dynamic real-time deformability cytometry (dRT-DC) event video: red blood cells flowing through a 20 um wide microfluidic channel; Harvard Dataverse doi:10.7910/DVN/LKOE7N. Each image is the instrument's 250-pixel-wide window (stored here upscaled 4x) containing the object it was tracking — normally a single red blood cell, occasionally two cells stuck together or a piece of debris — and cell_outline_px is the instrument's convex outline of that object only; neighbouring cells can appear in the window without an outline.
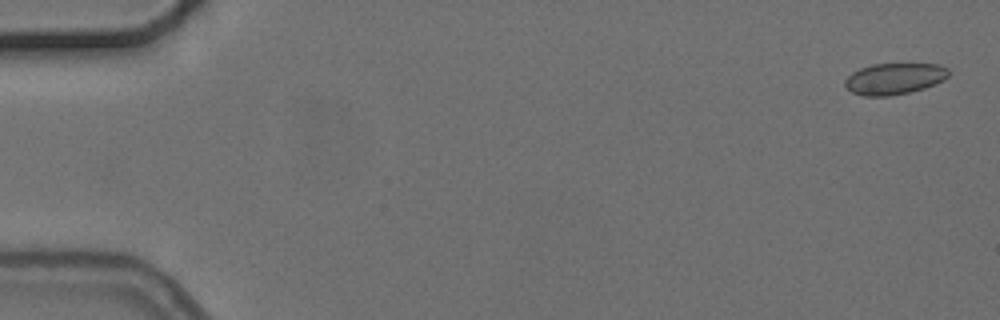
{"species": "common noctule bat (a hibernating species)", "species_latin": "Nyctalus noctula", "temperature_condition": "cold", "stored_images_in_passage": 5, "camera_frame_rate_fps": 3000, "um_per_image_px": 0.085, "animal": {"sex": "female", "body_mass_g": 24.6, "forearm_length_mm": 56.2}, "frame": {"image": 1, "passage_image": 1, "time_ms": 0.0, "image_size_px": [1000, 320], "cell_outline_px": [[948, 76], [944, 80], [924, 88], [908, 92], [888, 96], [864, 96], [852, 92], [844, 84], [844, 80], [852, 72], [860, 68], [872, 64], [940, 64], [948, 68]], "centroid_in_image_um": [76.01, 6.68], "position_along_channel_um": 9.0, "area_um2": 18.84}}
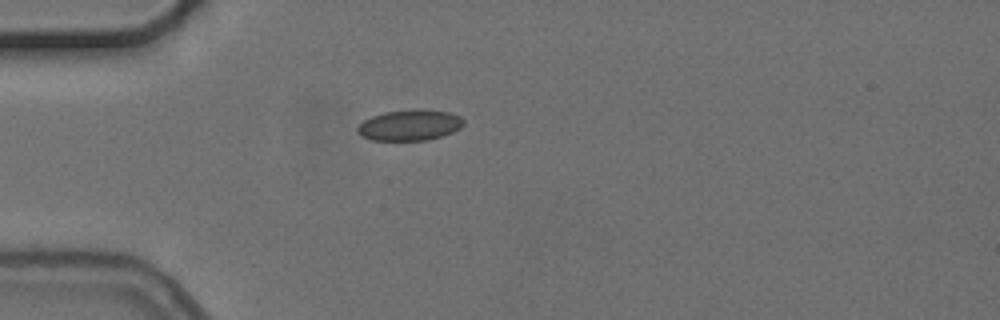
{"frame": {"image": 2, "passage_image": 5, "time_ms": 4.667, "image_size_px": [1000, 320], "cell_outline_px": [[464, 124], [460, 128], [452, 132], [428, 140], [372, 140], [360, 136], [356, 132], [356, 128], [364, 120], [372, 116], [384, 112], [412, 108], [448, 112], [460, 116], [464, 120]], "centroid_in_image_um": [34.8, 10.63], "position_along_channel_um": 50.2, "area_um2": 19.19}}